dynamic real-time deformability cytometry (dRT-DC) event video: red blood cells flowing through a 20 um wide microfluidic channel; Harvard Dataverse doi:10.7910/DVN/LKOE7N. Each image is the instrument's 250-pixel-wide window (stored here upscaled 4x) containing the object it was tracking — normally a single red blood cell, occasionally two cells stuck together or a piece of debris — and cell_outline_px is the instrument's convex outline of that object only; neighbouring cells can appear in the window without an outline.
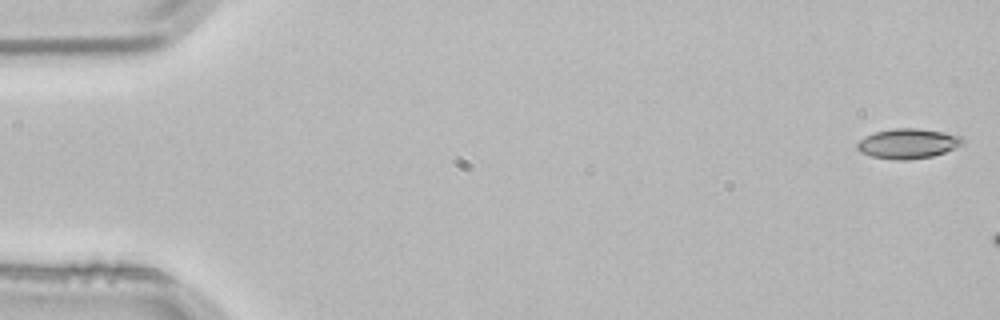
{"species": "common noctule bat (a hibernating species)", "species_latin": "Nyctalus noctula", "temperature_condition": "room temperature", "stored_images_in_passage": 3, "camera_frame_rate_fps": 3000, "um_per_image_px": 0.085, "animal": {"sex": "male", "body_mass_g": 21.5, "forearm_length_mm": 52.0}, "frame": {"image": 1, "passage_image": 1, "time_ms": 0.0, "image_size_px": [1000, 320], "cell_outline_px": [[964, 144], [944, 152], [932, 156], [908, 160], [896, 160], [872, 156], [860, 152], [856, 148], [856, 144], [864, 136], [876, 132], [896, 128], [916, 128], [944, 132], [960, 136], [964, 140]], "centroid_in_image_um": [77.16, 12.2], "position_along_channel_um": 7.8, "area_um2": 18.32}}